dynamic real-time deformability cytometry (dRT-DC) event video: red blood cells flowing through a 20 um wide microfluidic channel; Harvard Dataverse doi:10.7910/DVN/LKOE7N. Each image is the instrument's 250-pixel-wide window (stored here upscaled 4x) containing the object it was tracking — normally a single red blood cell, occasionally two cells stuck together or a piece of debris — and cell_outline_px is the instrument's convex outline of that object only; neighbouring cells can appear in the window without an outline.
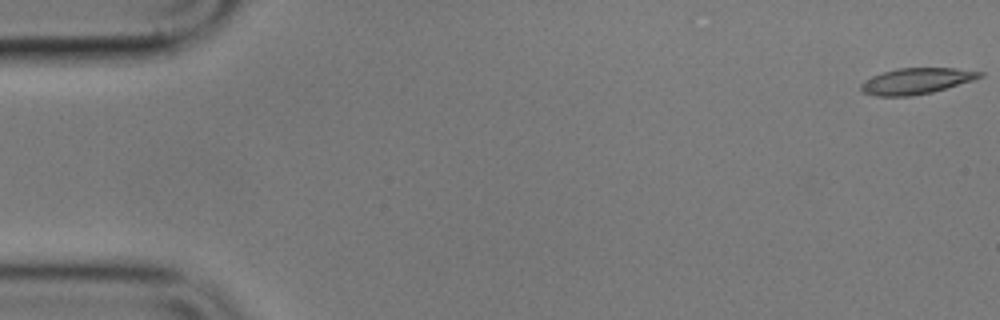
{"species": "common noctule bat (a hibernating species)", "species_latin": "Nyctalus noctula", "temperature_condition": "cold", "stored_images_in_passage": 5, "camera_frame_rate_fps": 3000, "um_per_image_px": 0.085, "animal": {"sex": "male", "body_mass_g": 17.9}, "frame": {"image": 1, "passage_image": 1, "time_ms": 0.0, "image_size_px": [1000, 320], "cell_outline_px": [[984, 76], [972, 80], [932, 92], [912, 96], [876, 96], [864, 92], [860, 88], [860, 84], [864, 80], [872, 76], [896, 68], [956, 68], [984, 72]], "centroid_in_image_um": [77.88, 6.88], "position_along_channel_um": 7.1, "area_um2": 17.92}}
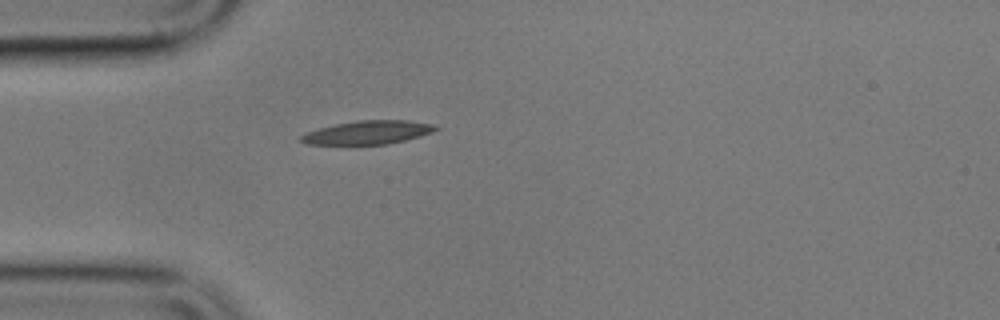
{"frame": {"image": 2, "passage_image": 5, "time_ms": 5.0, "image_size_px": [1000, 320], "cell_outline_px": [[440, 128], [432, 132], [420, 136], [388, 144], [304, 144], [300, 140], [300, 136], [304, 132], [336, 124], [360, 120], [408, 120], [432, 124]], "centroid_in_image_um": [31.25, 11.25], "position_along_channel_um": 53.7, "area_um2": 18.32}}